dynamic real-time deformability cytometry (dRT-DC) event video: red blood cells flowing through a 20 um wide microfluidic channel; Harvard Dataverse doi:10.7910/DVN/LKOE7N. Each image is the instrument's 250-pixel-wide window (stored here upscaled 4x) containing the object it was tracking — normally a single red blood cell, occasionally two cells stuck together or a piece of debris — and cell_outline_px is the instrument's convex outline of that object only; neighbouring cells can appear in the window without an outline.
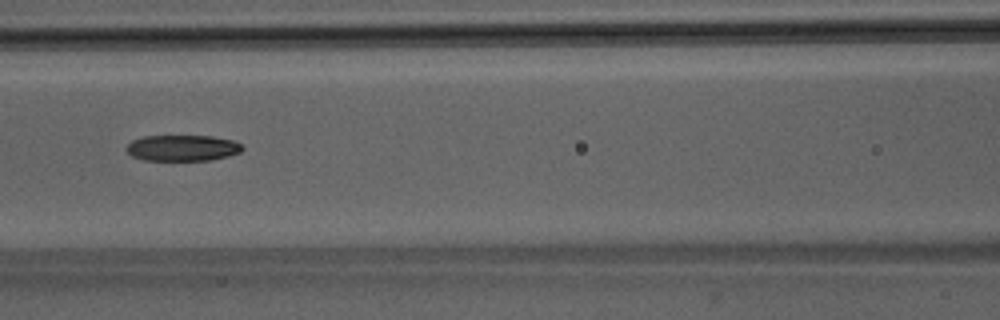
{"species": "Egyptian fruit bat (a non-hibernating species)", "species_latin": "Rousettus aegyptiacus", "temperature_condition": "room temperature", "stored_images_in_passage": 47, "camera_frame_rate_fps": 3000, "um_per_image_px": 0.085, "animal": {"sex": "male"}, "frame": {"image": 1, "passage_image": 23, "time_ms": 7.333, "image_size_px": [1000, 320], "cell_outline_px": [[244, 148], [240, 152], [228, 156], [208, 160], [144, 160], [132, 156], [124, 148], [132, 140], [144, 136], [212, 136], [232, 140], [240, 144]], "centroid_in_image_um": [15.49, 12.57], "position_along_channel_um": 151.1, "area_um2": 17.51}}
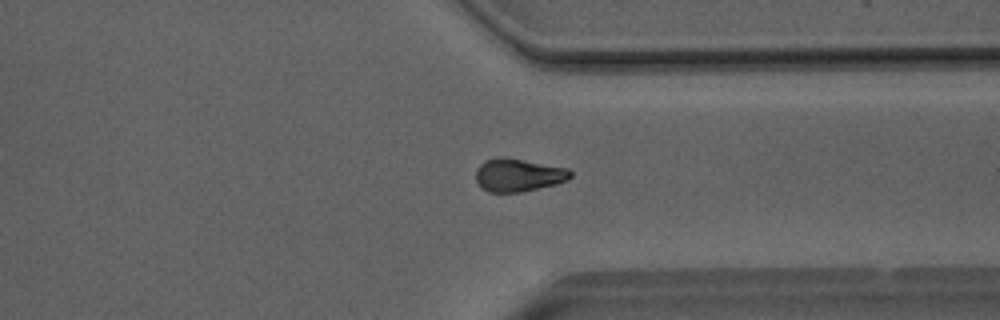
{"frame": {"image": 2, "passage_image": 39, "time_ms": 12.667, "image_size_px": [1000, 320], "cell_outline_px": [[572, 176], [568, 180], [556, 184], [520, 192], [488, 192], [480, 188], [476, 180], [476, 168], [484, 160], [496, 156], [504, 156], [568, 168], [572, 172]], "centroid_in_image_um": [44.03, 14.86], "position_along_channel_um": 367.4, "area_um2": 18.5}}
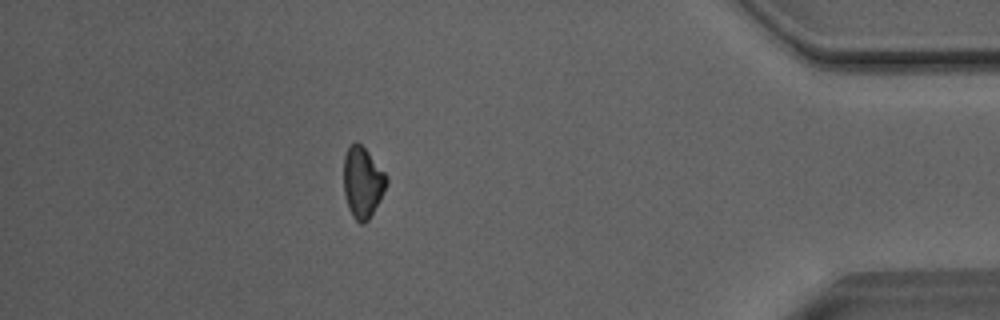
{"frame": {"image": 3, "passage_image": 45, "time_ms": 14.667, "image_size_px": [1000, 320], "cell_outline_px": [[388, 180], [380, 200], [368, 220], [364, 224], [360, 224], [352, 216], [348, 208], [344, 192], [344, 156], [348, 148], [356, 140], [368, 152], [388, 176]], "centroid_in_image_um": [30.82, 15.51], "position_along_channel_um": 404.4, "area_um2": 17.63}}